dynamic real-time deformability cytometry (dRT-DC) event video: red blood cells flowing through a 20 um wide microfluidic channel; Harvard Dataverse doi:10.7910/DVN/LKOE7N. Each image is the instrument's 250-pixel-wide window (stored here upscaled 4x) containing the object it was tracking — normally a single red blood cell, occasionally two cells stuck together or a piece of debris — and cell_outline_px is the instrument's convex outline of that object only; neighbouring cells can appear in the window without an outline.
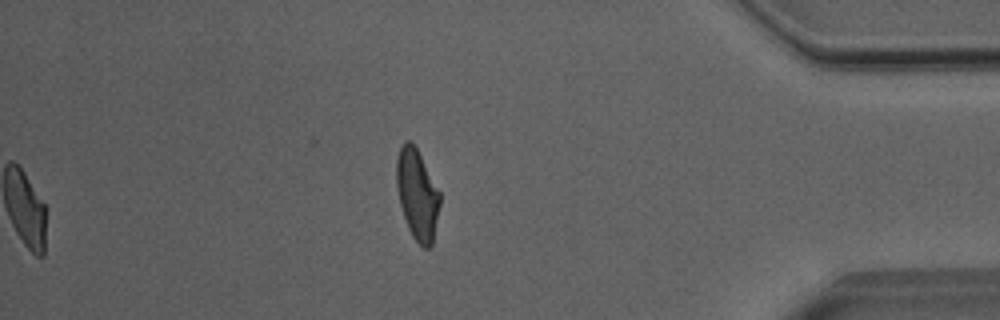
{"species": "Egyptian fruit bat (a non-hibernating species)", "species_latin": "Rousettus aegyptiacus", "temperature_condition": "room temperature", "stored_images_in_passage": 38, "camera_frame_rate_fps": 3000, "um_per_image_px": 0.085, "animal": {"sex": "male"}, "frame": {"image": 1, "passage_image": 38, "time_ms": 12.333, "image_size_px": [1000, 320], "cell_outline_px": [[440, 204], [432, 244], [428, 248], [424, 248], [412, 236], [408, 228], [400, 204], [396, 188], [396, 156], [404, 140], [408, 140], [416, 148], [440, 192]], "centroid_in_image_um": [35.44, 16.52], "position_along_channel_um": 399.8, "area_um2": 22.66}, "authors_computed_cell_mechanics": {"area_um2": 23.2356, "velocity_mm_per_s": 4.0372, "shape_relaxation_time_tau1_ms": 3.3625, "shape_relaxation_time_tau2_ms": 0.9562, "deformation_change_tau1": 0.1574, "deformation_change_tau2": 0.0691}}